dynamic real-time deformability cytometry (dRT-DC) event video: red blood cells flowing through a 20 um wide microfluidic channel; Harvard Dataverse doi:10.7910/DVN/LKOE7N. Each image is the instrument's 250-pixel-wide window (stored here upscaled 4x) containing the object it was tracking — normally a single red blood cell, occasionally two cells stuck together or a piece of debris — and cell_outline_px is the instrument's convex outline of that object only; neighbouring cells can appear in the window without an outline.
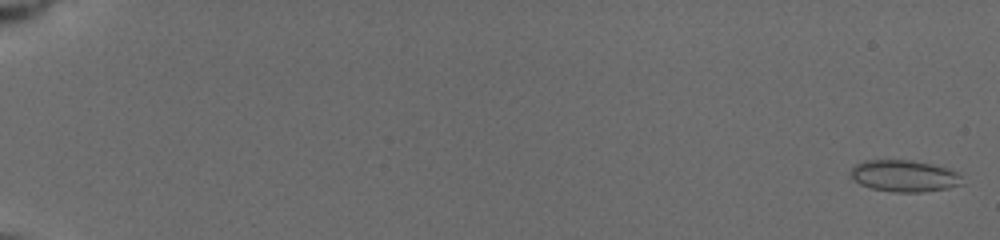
{"species": "common noctule bat (a hibernating species)", "species_latin": "Nyctalus noctula", "temperature_condition": "cold", "stored_images_in_passage": 7, "camera_frame_rate_fps": 3000, "um_per_image_px": 0.085, "animal": {"sex": "female", "body_mass_g": 19.5, "forearm_length_mm": 54.1}, "frame": {"image": 1, "passage_image": 1, "time_ms": 0.0, "image_size_px": [1000, 240], "cell_outline_px": [[964, 184], [948, 188], [920, 192], [896, 192], [872, 188], [860, 184], [848, 172], [856, 164], [864, 160], [912, 160], [932, 164], [964, 172]], "centroid_in_image_um": [76.96, 14.94], "position_along_channel_um": 8.0, "area_um2": 20.92}}